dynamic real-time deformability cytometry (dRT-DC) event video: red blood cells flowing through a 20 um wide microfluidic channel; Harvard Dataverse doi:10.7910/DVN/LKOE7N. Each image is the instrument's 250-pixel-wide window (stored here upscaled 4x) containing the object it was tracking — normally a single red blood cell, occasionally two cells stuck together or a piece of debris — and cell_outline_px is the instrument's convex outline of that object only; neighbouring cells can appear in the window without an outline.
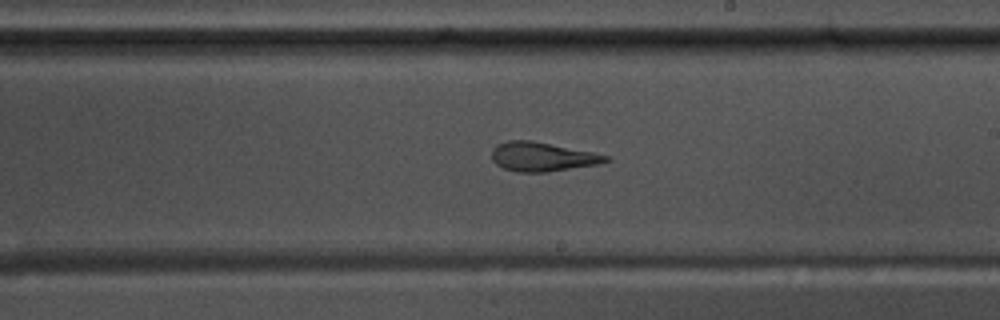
{"species": "common noctule bat (a hibernating species)", "species_latin": "Nyctalus noctula", "temperature_condition": "warm", "stored_images_in_passage": 53, "camera_frame_rate_fps": 3000, "um_per_image_px": 0.085, "animal": {"sex": "male", "body_mass_g": 17.5, "forearm_length_mm": 52.3}, "frame": {"image": 1, "passage_image": 30, "time_ms": 9.667, "image_size_px": [1000, 320], "cell_outline_px": [[612, 160], [600, 164], [548, 172], [516, 172], [504, 168], [496, 164], [492, 160], [492, 148], [496, 144], [508, 140], [532, 140], [612, 156]], "centroid_in_image_um": [46.11, 13.32], "position_along_channel_um": 242.9, "area_um2": 19.59}}
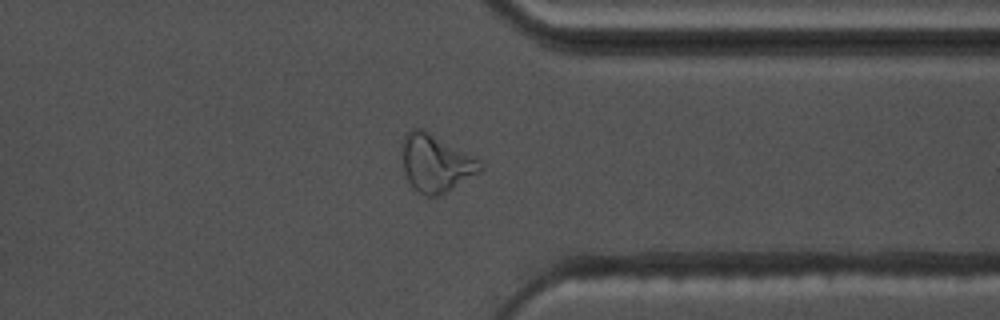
{"frame": {"image": 2, "passage_image": 41, "time_ms": 13.333, "image_size_px": [1000, 320], "cell_outline_px": [[484, 168], [480, 172], [440, 196], [424, 196], [408, 180], [404, 172], [400, 148], [404, 136], [412, 128], [424, 128], [480, 160]], "centroid_in_image_um": [37.03, 13.85], "position_along_channel_um": 374.4, "area_um2": 26.36}}
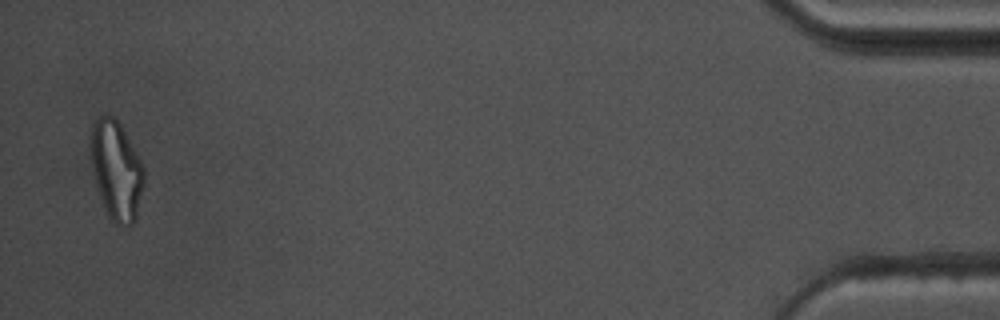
{"frame": {"image": 3, "passage_image": 52, "time_ms": 17.0, "image_size_px": [1000, 320], "cell_outline_px": [[144, 184], [136, 220], [128, 228], [116, 224], [108, 216], [100, 196], [96, 184], [92, 164], [92, 120], [100, 116], [112, 116], [120, 124], [140, 160], [144, 168]], "centroid_in_image_um": [9.91, 14.53], "position_along_channel_um": 425.3, "area_um2": 30.29}, "authors_computed_cell_mechanics": {"area_um2": 21.6172, "velocity_mm_per_s": 3.6681, "shape_relaxation_time_tau1_ms": null, "shape_relaxation_time_tau2_ms": 1.7794, "deformation_change_tau1": null, "deformation_change_tau2": 0.1018}}